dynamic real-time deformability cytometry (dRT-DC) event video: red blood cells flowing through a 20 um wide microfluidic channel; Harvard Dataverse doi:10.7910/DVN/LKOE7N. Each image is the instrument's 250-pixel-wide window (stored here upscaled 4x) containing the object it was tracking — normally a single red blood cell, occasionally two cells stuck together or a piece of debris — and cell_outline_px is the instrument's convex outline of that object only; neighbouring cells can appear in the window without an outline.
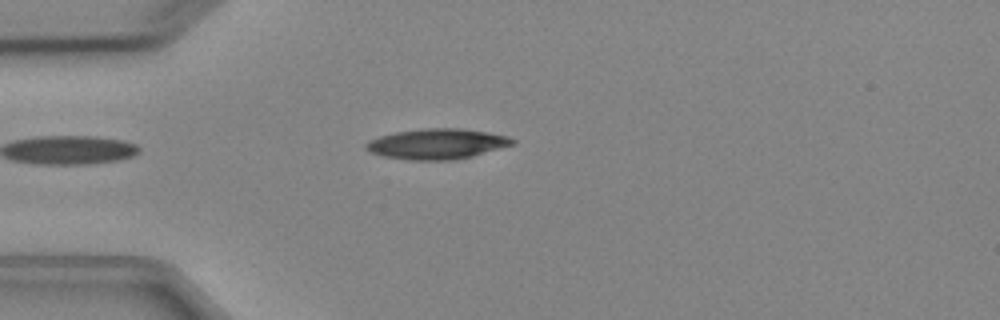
{"species": "Egyptian fruit bat (a non-hibernating species)", "species_latin": "Rousettus aegyptiacus", "temperature_condition": "cold", "stored_images_in_passage": 4, "camera_frame_rate_fps": 3000, "um_per_image_px": 0.085, "animal": {"sex": "female"}, "frame": {"image": 1, "passage_image": 4, "time_ms": 3.333, "image_size_px": [1000, 320], "cell_outline_px": [[516, 140], [512, 144], [472, 156], [456, 160], [408, 160], [384, 156], [368, 152], [364, 148], [364, 144], [368, 140], [380, 136], [396, 132], [424, 128], [460, 128], [488, 132], [508, 136]], "centroid_in_image_um": [37.09, 12.23], "position_along_channel_um": 47.9, "area_um2": 25.95}}